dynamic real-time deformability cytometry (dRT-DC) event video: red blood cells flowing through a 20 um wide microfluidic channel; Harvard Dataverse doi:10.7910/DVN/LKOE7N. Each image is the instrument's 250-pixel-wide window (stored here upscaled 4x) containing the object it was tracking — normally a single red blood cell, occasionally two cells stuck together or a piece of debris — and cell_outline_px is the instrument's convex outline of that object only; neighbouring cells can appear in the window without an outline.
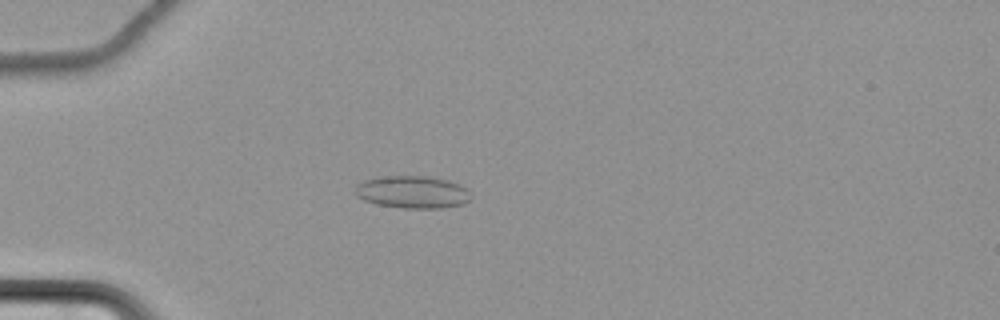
{"species": "common noctule bat (a hibernating species)", "species_latin": "Nyctalus noctula", "temperature_condition": "cold", "stored_images_in_passage": 60, "camera_frame_rate_fps": 3000, "um_per_image_px": 0.085, "animal": {"sex": "female", "body_mass_g": 22.7, "forearm_length_mm": 54.2}, "frame": {"image": 1, "passage_image": 17, "time_ms": 5.333, "image_size_px": [1000, 320], "cell_outline_px": [[472, 196], [464, 204], [444, 208], [404, 208], [376, 204], [364, 200], [356, 196], [356, 184], [364, 180], [388, 176], [424, 176], [448, 180], [460, 184], [468, 188]], "centroid_in_image_um": [35.1, 16.33], "position_along_channel_um": 49.9, "area_um2": 21.96}}
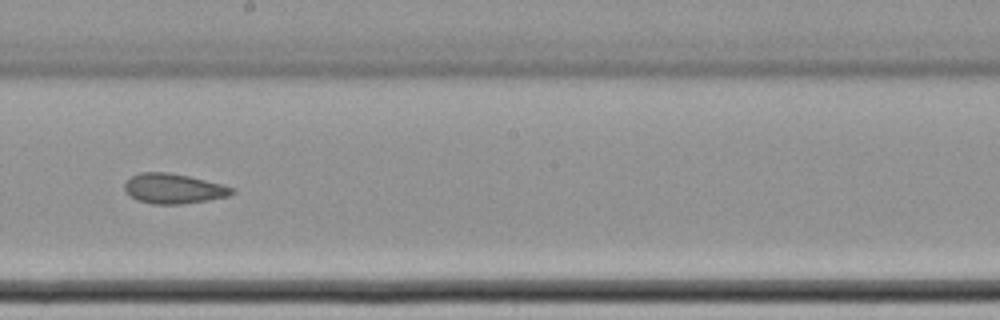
{"frame": {"image": 2, "passage_image": 35, "time_ms": 11.333, "image_size_px": [1000, 320], "cell_outline_px": [[236, 192], [228, 196], [208, 200], [180, 204], [152, 204], [136, 200], [128, 196], [124, 188], [124, 184], [132, 176], [140, 172], [168, 172], [188, 176], [236, 188]], "centroid_in_image_um": [14.73, 16.04], "position_along_channel_um": 233.5, "area_um2": 18.79}}
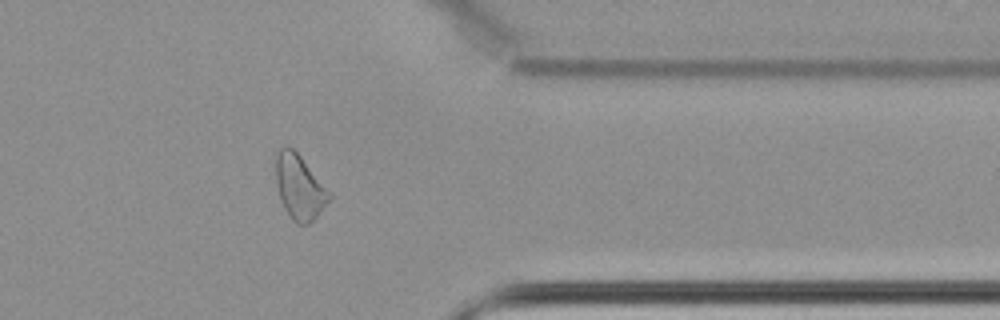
{"frame": {"image": 3, "passage_image": 49, "time_ms": 16.0, "image_size_px": [1000, 320], "cell_outline_px": [[332, 196], [316, 216], [308, 224], [296, 224], [292, 220], [284, 208], [280, 200], [276, 184], [276, 156], [280, 148], [292, 148], [300, 156], [332, 192]], "centroid_in_image_um": [25.46, 15.92], "position_along_channel_um": 385.9, "area_um2": 19.94}, "authors_computed_cell_mechanics": {"area_um2": 20.5479, "velocity_mm_per_s": 3.4622, "shape_relaxation_time_tau1_ms": null, "shape_relaxation_time_tau2_ms": 2.7208, "deformation_change_tau1": null, "deformation_change_tau2": 0.078}}